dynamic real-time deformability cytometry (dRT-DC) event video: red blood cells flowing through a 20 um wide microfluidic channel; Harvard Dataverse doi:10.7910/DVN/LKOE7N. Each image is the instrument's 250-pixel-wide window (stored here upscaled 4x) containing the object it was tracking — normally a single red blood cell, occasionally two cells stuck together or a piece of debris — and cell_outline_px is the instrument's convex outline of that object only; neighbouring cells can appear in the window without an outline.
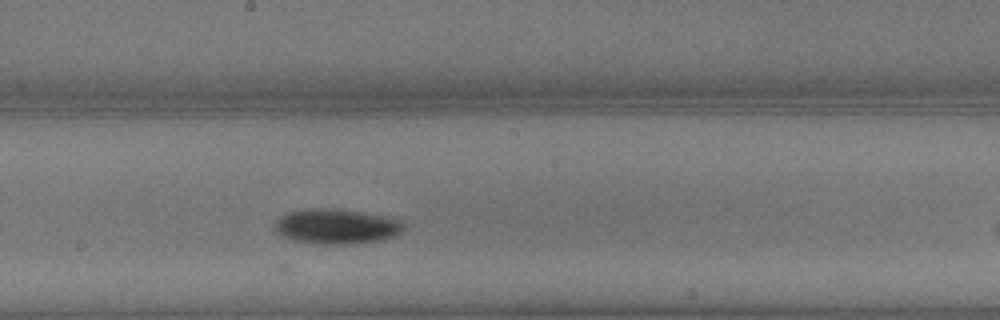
{"species": "common noctule bat (a hibernating species)", "species_latin": "Nyctalus noctula", "temperature_condition": "warm", "stored_images_in_passage": 8, "segment_of_instrument_passage": [1, 2], "camera_frame_rate_fps": 3000, "um_per_image_px": 0.085, "animal": {"sex": "male", "body_mass_g": 13.3}, "frame": {"image": 1, "passage_image": 7, "time_ms": 2.0, "image_size_px": [1000, 320], "cell_outline_px": [[404, 228], [396, 236], [380, 240], [356, 244], [316, 244], [296, 240], [280, 236], [272, 228], [272, 224], [280, 216], [288, 212], [316, 208], [336, 208], [384, 216], [404, 220]], "centroid_in_image_um": [28.58, 19.25], "position_along_channel_um": 219.6, "area_um2": 26.65}}